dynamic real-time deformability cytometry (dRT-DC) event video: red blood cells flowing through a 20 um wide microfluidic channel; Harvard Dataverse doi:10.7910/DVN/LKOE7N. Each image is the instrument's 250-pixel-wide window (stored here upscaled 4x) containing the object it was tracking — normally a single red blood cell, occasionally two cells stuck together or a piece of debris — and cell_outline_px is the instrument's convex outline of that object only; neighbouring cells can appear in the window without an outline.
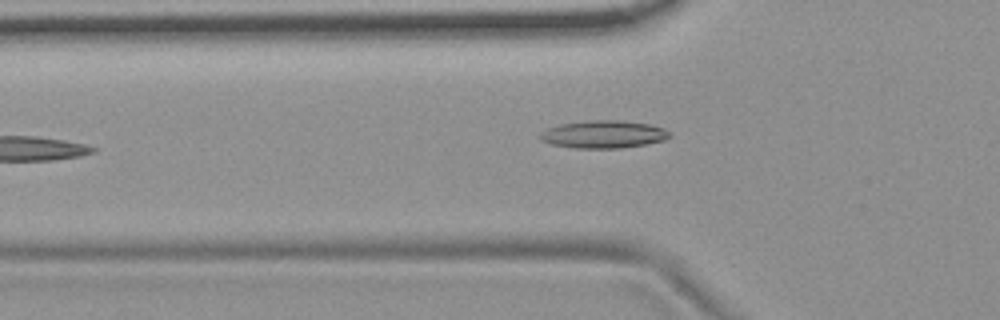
{"species": "common noctule bat (a hibernating species)", "species_latin": "Nyctalus noctula", "temperature_condition": "room temperature", "stored_images_in_passage": 8, "camera_frame_rate_fps": 3000, "um_per_image_px": 0.085, "animal": {"sex": "female", "body_mass_g": 19.9}, "frame": {"image": 1, "passage_image": 7, "time_ms": 7.0, "image_size_px": [1000, 320], "cell_outline_px": [[672, 136], [664, 140], [644, 144], [620, 148], [572, 148], [552, 144], [540, 140], [540, 132], [548, 128], [560, 124], [588, 120], [620, 120], [648, 124], [664, 128]], "centroid_in_image_um": [51.28, 11.41], "position_along_channel_um": 74.5, "area_um2": 20.81}}
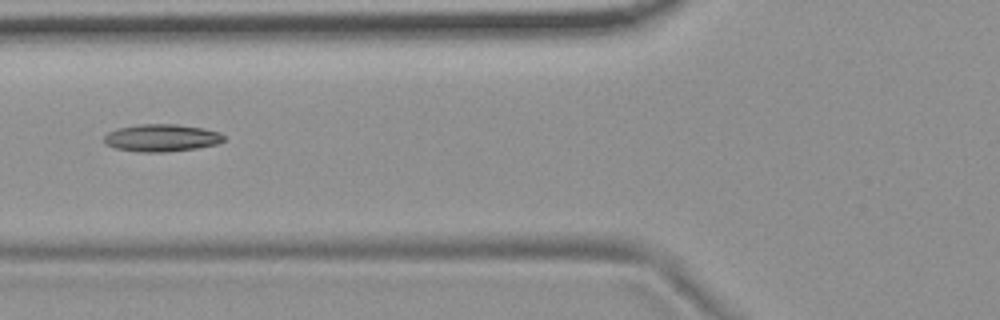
{"frame": {"image": 2, "passage_image": 8, "time_ms": 8.0, "image_size_px": [1000, 320], "cell_outline_px": [[224, 140], [216, 144], [196, 148], [164, 152], [140, 152], [116, 148], [104, 144], [104, 136], [108, 132], [120, 128], [140, 124], [176, 124], [204, 128], [220, 132], [224, 136]], "centroid_in_image_um": [13.73, 11.72], "position_along_channel_um": 112.1, "area_um2": 19.02}}